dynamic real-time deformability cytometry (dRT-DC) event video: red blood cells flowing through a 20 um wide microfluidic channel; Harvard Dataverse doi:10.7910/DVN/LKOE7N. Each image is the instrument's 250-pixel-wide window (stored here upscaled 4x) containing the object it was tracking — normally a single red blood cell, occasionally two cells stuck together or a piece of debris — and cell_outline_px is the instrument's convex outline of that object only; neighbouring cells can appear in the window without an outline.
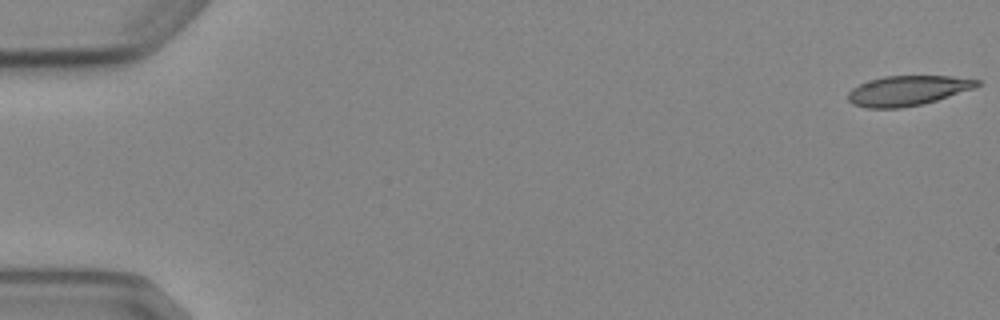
{"species": "Egyptian fruit bat (a non-hibernating species)", "species_latin": "Rousettus aegyptiacus", "temperature_condition": "cold", "stored_images_in_passage": 5, "camera_frame_rate_fps": 3000, "um_per_image_px": 0.085, "animal": {"sex": "female"}, "frame": {"image": 1, "passage_image": 1, "time_ms": 0.0, "image_size_px": [1000, 320], "cell_outline_px": [[980, 84], [976, 88], [924, 104], [900, 108], [868, 108], [852, 104], [848, 100], [848, 92], [852, 88], [860, 84], [884, 76], [952, 76], [980, 80]], "centroid_in_image_um": [77.17, 7.71], "position_along_channel_um": 7.8, "area_um2": 22.54}}
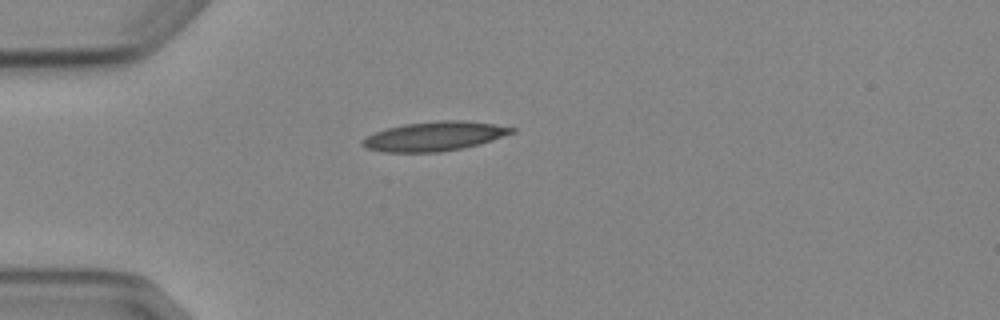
{"frame": {"image": 2, "passage_image": 5, "time_ms": 4.667, "image_size_px": [1000, 320], "cell_outline_px": [[516, 132], [480, 144], [464, 148], [440, 152], [384, 152], [364, 148], [360, 144], [360, 140], [364, 136], [388, 128], [404, 124], [440, 120], [464, 120], [492, 124], [516, 128]], "centroid_in_image_um": [36.89, 11.59], "position_along_channel_um": 48.1, "area_um2": 25.66}}